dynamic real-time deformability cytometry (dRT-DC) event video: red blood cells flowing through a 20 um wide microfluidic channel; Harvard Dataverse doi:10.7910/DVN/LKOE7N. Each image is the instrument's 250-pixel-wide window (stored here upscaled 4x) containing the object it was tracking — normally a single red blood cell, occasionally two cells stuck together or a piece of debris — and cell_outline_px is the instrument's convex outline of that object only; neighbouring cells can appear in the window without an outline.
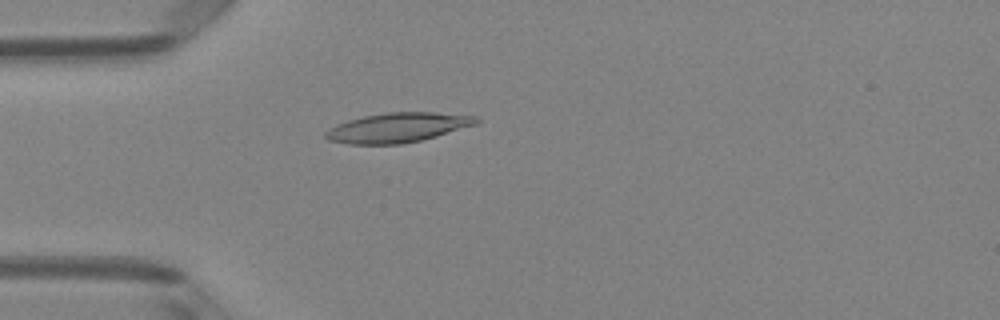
{"species": "Egyptian fruit bat (a non-hibernating species)", "species_latin": "Rousettus aegyptiacus", "temperature_condition": "room temperature", "stored_images_in_passage": 4, "camera_frame_rate_fps": 3000, "um_per_image_px": 0.085, "animal": {"sex": "female"}, "frame": {"image": 1, "passage_image": 4, "time_ms": 1.0, "image_size_px": [1000, 320], "cell_outline_px": [[480, 120], [476, 124], [436, 136], [420, 140], [400, 144], [348, 144], [328, 140], [324, 136], [324, 132], [328, 128], [336, 124], [348, 120], [364, 116], [388, 112], [432, 112], [476, 116]], "centroid_in_image_um": [33.75, 10.84], "position_along_channel_um": 51.2, "area_um2": 25.89}}